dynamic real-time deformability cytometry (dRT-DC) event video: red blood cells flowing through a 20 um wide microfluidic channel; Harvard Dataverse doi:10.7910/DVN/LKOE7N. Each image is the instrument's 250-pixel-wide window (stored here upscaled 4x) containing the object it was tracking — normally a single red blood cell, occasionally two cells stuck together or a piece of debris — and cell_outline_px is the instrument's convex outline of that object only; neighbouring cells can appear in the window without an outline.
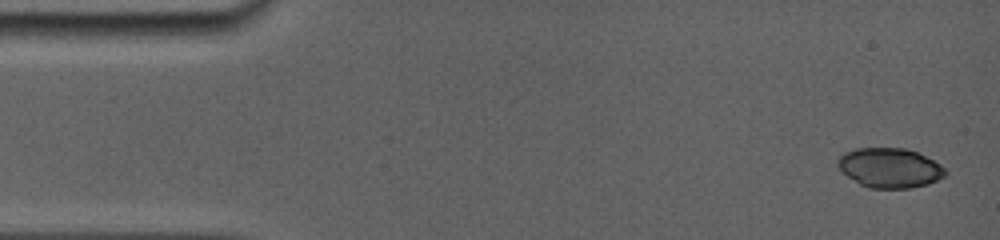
{"species": "common noctule bat (a hibernating species)", "species_latin": "Nyctalus noctula", "temperature_condition": "room temperature", "stored_images_in_passage": 10, "camera_frame_rate_fps": 5000, "um_per_image_px": 0.085, "animal": {"sex": "female", "body_mass_g": 19.0, "forearm_length_mm": 56.7}, "frame": {"image": 1, "passage_image": 1, "time_ms": 0.0, "image_size_px": [1000, 240], "cell_outline_px": [[948, 172], [944, 176], [928, 184], [912, 188], [868, 188], [860, 184], [848, 176], [836, 164], [836, 160], [844, 152], [856, 148], [904, 148], [916, 152], [940, 164]], "centroid_in_image_um": [75.61, 14.27], "position_along_channel_um": 9.4, "area_um2": 24.74}}
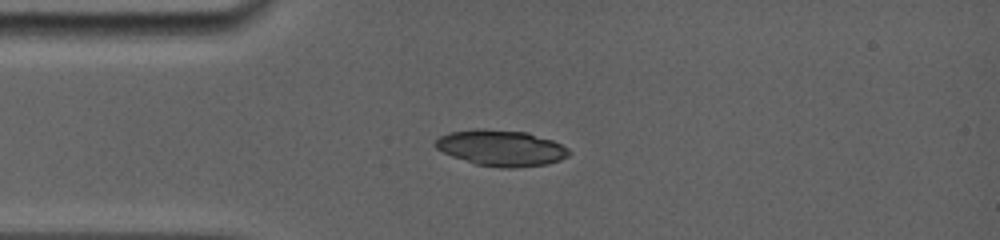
{"frame": {"image": 2, "passage_image": 9, "time_ms": 3.4, "image_size_px": [1000, 240], "cell_outline_px": [[572, 152], [568, 156], [560, 160], [548, 164], [516, 168], [500, 168], [476, 164], [452, 156], [436, 148], [432, 144], [440, 136], [448, 132], [476, 128], [480, 128], [528, 132], [552, 140], [568, 148]], "centroid_in_image_um": [42.6, 12.57], "position_along_channel_um": 42.4, "area_um2": 28.26}}